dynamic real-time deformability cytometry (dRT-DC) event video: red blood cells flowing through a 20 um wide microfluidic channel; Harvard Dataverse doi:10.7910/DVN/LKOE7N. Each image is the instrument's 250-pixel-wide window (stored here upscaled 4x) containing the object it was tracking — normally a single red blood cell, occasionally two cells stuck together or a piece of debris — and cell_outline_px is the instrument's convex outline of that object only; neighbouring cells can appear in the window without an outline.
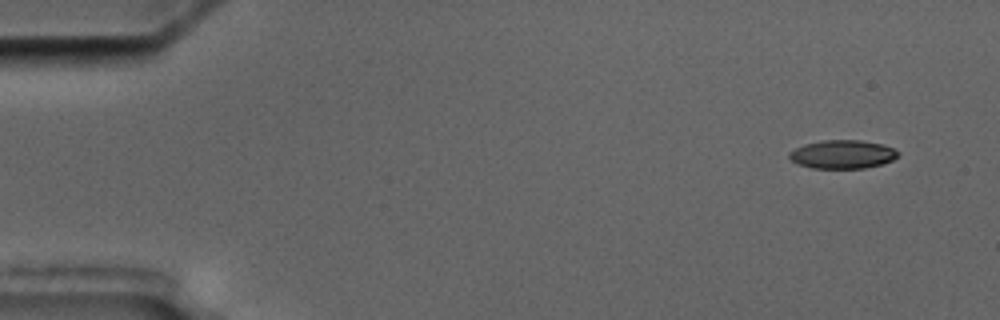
{"species": "common noctule bat (a hibernating species)", "species_latin": "Nyctalus noctula", "temperature_condition": "cold", "stored_images_in_passage": 7, "segment_of_instrument_passage": [2, 2], "camera_frame_rate_fps": 3000, "um_per_image_px": 0.085, "animal": {"sex": "male", "body_mass_g": 17.5, "forearm_length_mm": 52.3}, "frame": {"image": 1, "passage_image": 7, "time_ms": 7.0, "image_size_px": [1000, 320], "cell_outline_px": [[900, 152], [892, 160], [880, 164], [864, 168], [812, 168], [800, 164], [792, 160], [788, 156], [788, 152], [804, 144], [824, 140], [860, 140], [884, 144]], "centroid_in_image_um": [71.61, 13.11], "position_along_channel_um": 13.4, "area_um2": 17.92}}